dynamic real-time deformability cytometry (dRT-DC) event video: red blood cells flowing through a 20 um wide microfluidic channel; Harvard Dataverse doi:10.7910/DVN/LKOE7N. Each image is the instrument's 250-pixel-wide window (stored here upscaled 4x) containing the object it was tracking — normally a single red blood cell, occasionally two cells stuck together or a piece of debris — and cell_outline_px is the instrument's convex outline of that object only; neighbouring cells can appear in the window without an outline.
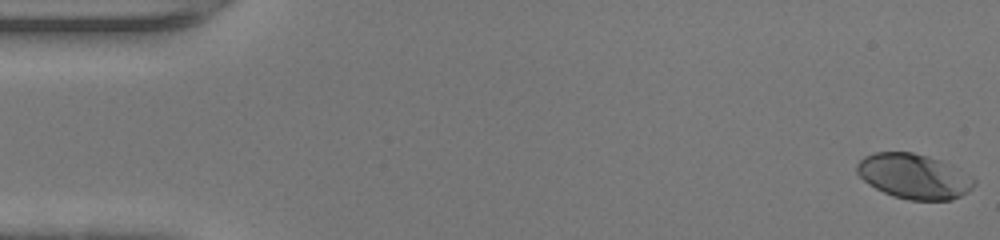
{"species": "human", "species_latin": "Homo sapiens", "temperature_condition": "warm", "stored_images_in_passage": 47, "camera_frame_rate_fps": 3000, "um_per_image_px": 0.085, "donor": {"sex": "female"}, "frame": {"image": 1, "passage_image": 1, "time_ms": 0.0, "image_size_px": [1000, 240], "cell_outline_px": [[976, 184], [968, 192], [952, 200], [908, 200], [892, 196], [868, 184], [856, 172], [856, 164], [864, 156], [876, 152], [912, 152], [928, 156], [940, 160], [972, 176], [976, 180]], "centroid_in_image_um": [77.68, 14.99], "position_along_channel_um": 7.3, "area_um2": 30.75}}
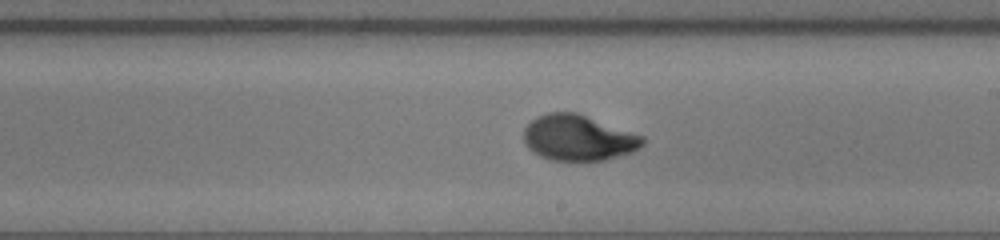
{"frame": {"image": 2, "passage_image": 27, "time_ms": 8.667, "image_size_px": [1000, 240], "cell_outline_px": [[644, 144], [640, 148], [632, 152], [604, 160], [552, 160], [540, 156], [528, 148], [524, 140], [524, 128], [536, 116], [548, 112], [576, 112], [644, 136]], "centroid_in_image_um": [49.15, 11.71], "position_along_channel_um": 239.8, "area_um2": 31.56}}
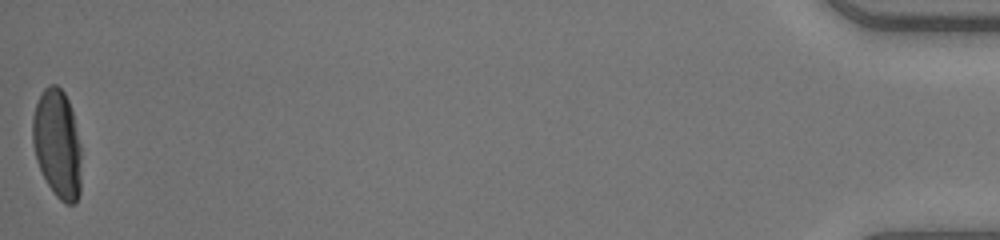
{"frame": {"image": 3, "passage_image": 47, "time_ms": 15.333, "image_size_px": [1000, 240], "cell_outline_px": [[80, 192], [76, 200], [72, 204], [64, 204], [56, 196], [48, 184], [36, 160], [32, 144], [32, 116], [40, 92], [48, 84], [56, 84], [64, 92], [68, 100], [72, 112], [80, 144]], "centroid_in_image_um": [4.85, 12.2], "position_along_channel_um": 430.4, "area_um2": 30.87}, "authors_computed_cell_mechanics": {"area_um2": 30.8652, "velocity_mm_per_s": 4.4226, "shape_relaxation_time_tau1_ms": 4.5801, "shape_relaxation_time_tau2_ms": null, "deformation_change_tau1": 0.2342, "deformation_change_tau2": null}}